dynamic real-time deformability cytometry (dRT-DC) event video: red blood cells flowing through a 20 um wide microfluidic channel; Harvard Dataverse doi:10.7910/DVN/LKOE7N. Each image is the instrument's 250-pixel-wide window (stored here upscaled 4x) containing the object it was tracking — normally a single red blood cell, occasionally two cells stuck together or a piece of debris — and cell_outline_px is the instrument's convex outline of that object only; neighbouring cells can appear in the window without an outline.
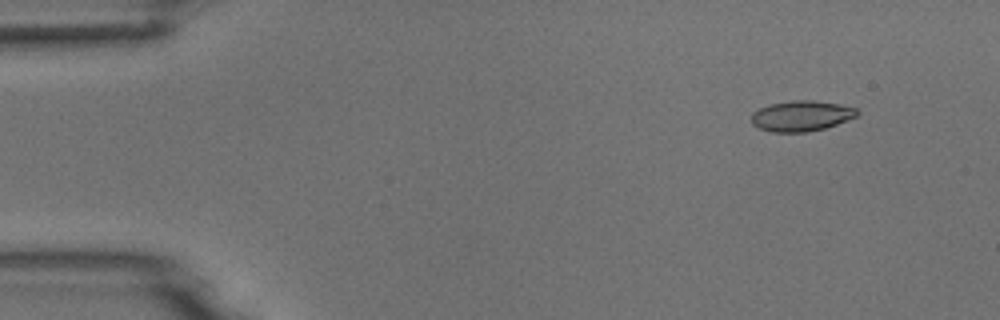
{"species": "common noctule bat (a hibernating species)", "species_latin": "Nyctalus noctula", "temperature_condition": "room temperature", "stored_images_in_passage": 4, "camera_frame_rate_fps": 3000, "um_per_image_px": 0.085, "animal": {"sex": "male", "body_mass_g": 18.8}, "frame": {"image": 1, "passage_image": 1, "time_ms": 0.0, "image_size_px": [1000, 320], "cell_outline_px": [[860, 112], [856, 116], [836, 124], [824, 128], [808, 132], [772, 132], [760, 128], [752, 124], [752, 112], [768, 104], [792, 100], [812, 100], [840, 104], [856, 108]], "centroid_in_image_um": [68.1, 9.84], "position_along_channel_um": 16.9, "area_um2": 18.79}}